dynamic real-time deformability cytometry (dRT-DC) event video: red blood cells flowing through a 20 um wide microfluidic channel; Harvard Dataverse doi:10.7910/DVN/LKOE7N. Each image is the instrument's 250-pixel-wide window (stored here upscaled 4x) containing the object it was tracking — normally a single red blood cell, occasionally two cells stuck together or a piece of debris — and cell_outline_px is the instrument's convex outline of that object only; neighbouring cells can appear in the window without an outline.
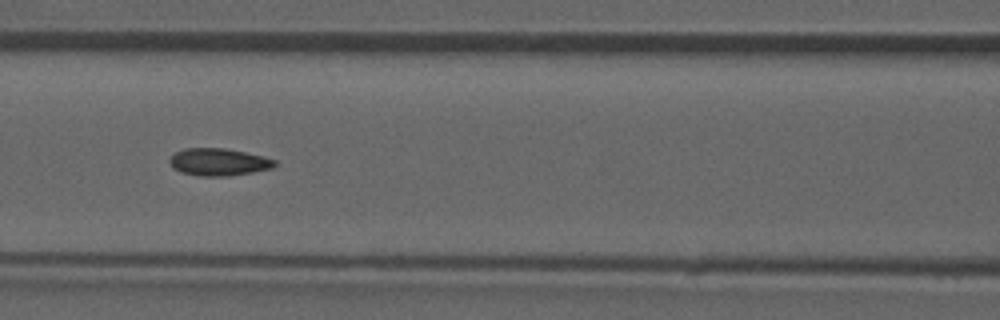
{"species": "common noctule bat (a hibernating species)", "species_latin": "Nyctalus noctula", "temperature_condition": "room temperature", "stored_images_in_passage": 52, "camera_frame_rate_fps": 3000, "um_per_image_px": 0.085, "animal": {"sex": "male", "forearm_length_mm": 52.5}, "frame": {"image": 1, "passage_image": 23, "time_ms": 7.333, "image_size_px": [1000, 320], "cell_outline_px": [[276, 164], [272, 168], [252, 172], [228, 176], [196, 176], [180, 172], [172, 168], [168, 160], [176, 152], [184, 148], [224, 148], [264, 156], [276, 160]], "centroid_in_image_um": [18.56, 13.77], "position_along_channel_um": 148.0, "area_um2": 16.82}, "authors_computed_cell_mechanics": {"area_um2": 16.762, "velocity_mm_per_s": 3.9276, "shape_relaxation_time_tau1_ms": 10.4053, "shape_relaxation_time_tau2_ms": 1.4626, "deformation_change_tau1": 0.1945, "deformation_change_tau2": 0.0611}}